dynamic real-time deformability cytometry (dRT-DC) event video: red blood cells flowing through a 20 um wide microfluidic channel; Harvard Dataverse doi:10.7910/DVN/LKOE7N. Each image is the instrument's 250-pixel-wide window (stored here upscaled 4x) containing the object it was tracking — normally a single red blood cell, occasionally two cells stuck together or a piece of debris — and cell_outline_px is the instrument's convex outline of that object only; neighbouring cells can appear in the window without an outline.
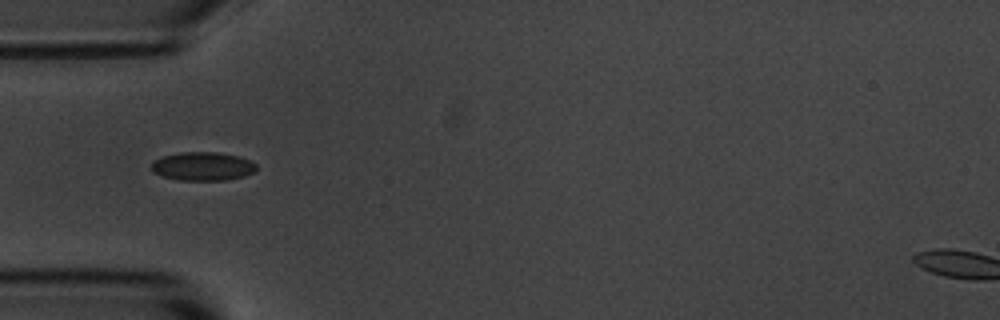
{"species": "common noctule bat (a hibernating species)", "species_latin": "Nyctalus noctula", "temperature_condition": "room temperature", "stored_images_in_passage": 6, "camera_frame_rate_fps": 3000, "um_per_image_px": 0.085, "animal": {"sex": "male", "body_mass_g": 20.1, "forearm_length_mm": 53.5}, "frame": {"image": 1, "passage_image": 5, "time_ms": 4.667, "image_size_px": [1000, 320], "cell_outline_px": [[256, 168], [252, 172], [244, 176], [224, 180], [176, 180], [160, 176], [152, 172], [152, 160], [164, 156], [180, 152], [216, 152], [240, 156], [256, 164]], "centroid_in_image_um": [17.18, 14.14], "position_along_channel_um": 67.8, "area_um2": 17.51}}